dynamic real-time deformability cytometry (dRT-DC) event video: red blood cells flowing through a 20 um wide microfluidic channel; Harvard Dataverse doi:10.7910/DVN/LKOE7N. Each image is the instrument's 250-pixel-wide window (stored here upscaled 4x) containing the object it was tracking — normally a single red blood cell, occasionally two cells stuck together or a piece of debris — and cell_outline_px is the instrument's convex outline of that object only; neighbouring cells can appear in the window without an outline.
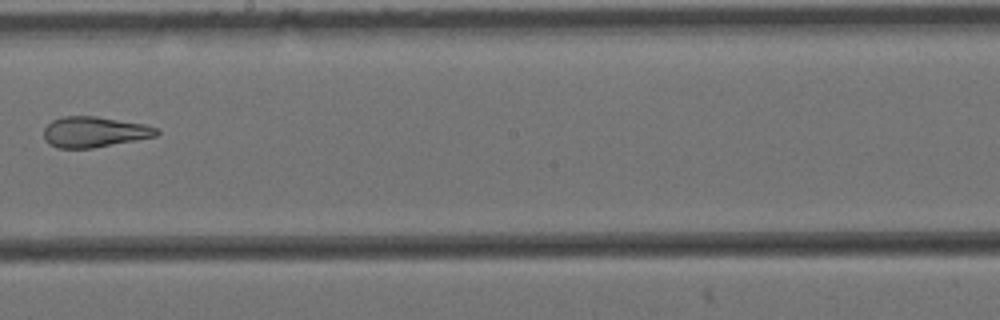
{"species": "Egyptian fruit bat (a non-hibernating species)", "species_latin": "Rousettus aegyptiacus", "temperature_condition": "cold", "stored_images_in_passage": 15, "camera_frame_rate_fps": 3000, "um_per_image_px": 0.085, "animal": {"sex": "female"}, "frame": {"image": 1, "passage_image": 9, "time_ms": 2.667, "image_size_px": [1000, 320], "cell_outline_px": [[160, 132], [156, 136], [136, 140], [92, 148], [56, 148], [48, 144], [44, 140], [44, 128], [52, 120], [64, 116], [96, 116], [144, 124], [156, 128]], "centroid_in_image_um": [7.98, 11.22], "position_along_channel_um": 240.2, "area_um2": 20.11}}